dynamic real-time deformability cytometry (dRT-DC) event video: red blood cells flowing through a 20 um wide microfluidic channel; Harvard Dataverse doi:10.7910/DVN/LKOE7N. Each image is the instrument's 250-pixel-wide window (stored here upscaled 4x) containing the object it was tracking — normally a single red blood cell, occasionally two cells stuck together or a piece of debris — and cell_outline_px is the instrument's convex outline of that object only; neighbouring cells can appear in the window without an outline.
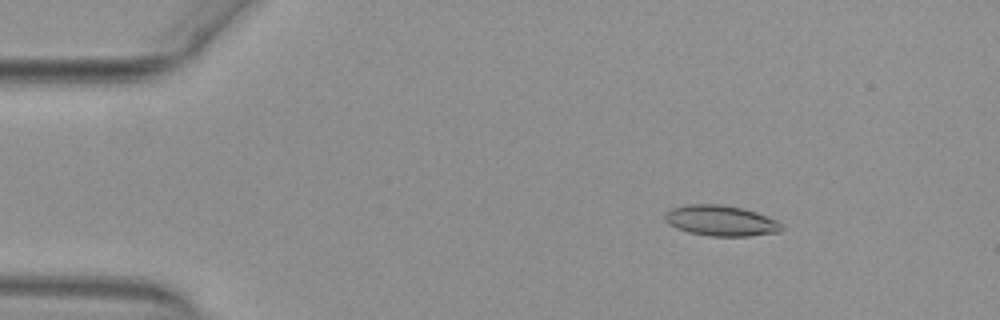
{"species": "common noctule bat (a hibernating species)", "species_latin": "Nyctalus noctula", "temperature_condition": "warm", "stored_images_in_passage": 17, "camera_frame_rate_fps": 3000, "um_per_image_px": 0.085, "animal": {"sex": "female", "body_mass_g": 29.2, "forearm_length_mm": 56.3}, "frame": {"image": 1, "passage_image": 8, "time_ms": 2.333, "image_size_px": [1000, 320], "cell_outline_px": [[784, 228], [780, 232], [748, 236], [708, 236], [688, 232], [676, 228], [668, 224], [664, 220], [664, 216], [672, 208], [688, 204], [720, 204], [744, 208], [756, 212], [776, 220], [784, 224]], "centroid_in_image_um": [61.29, 18.76], "position_along_channel_um": 23.7, "area_um2": 20.98}}